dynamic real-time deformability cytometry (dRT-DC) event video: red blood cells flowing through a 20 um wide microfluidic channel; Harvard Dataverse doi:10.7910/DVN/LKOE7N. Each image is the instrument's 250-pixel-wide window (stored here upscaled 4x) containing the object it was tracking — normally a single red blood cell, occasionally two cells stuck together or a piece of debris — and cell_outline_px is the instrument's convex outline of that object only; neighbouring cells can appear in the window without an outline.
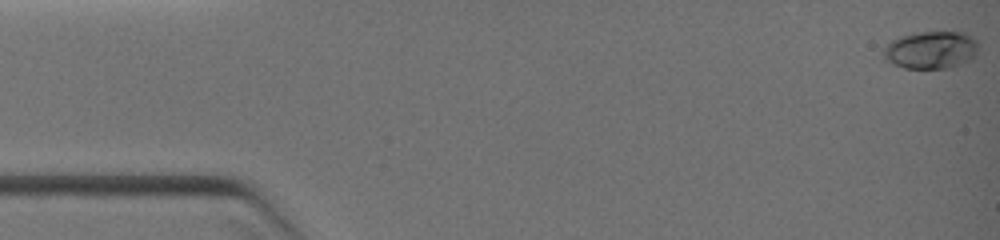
{"species": "common noctule bat (a hibernating species)", "species_latin": "Nyctalus noctula", "temperature_condition": "warm", "stored_images_in_passage": 63, "camera_frame_rate_fps": 3000, "um_per_image_px": 0.085, "animal": {"sex": "female", "body_mass_g": 19.0, "forearm_length_mm": 51.5}, "frame": {"image": 1, "passage_image": 1, "time_ms": 0.0, "image_size_px": [1000, 240], "cell_outline_px": [[976, 52], [968, 60], [944, 68], [904, 68], [884, 60], [884, 48], [892, 40], [900, 36], [916, 32], [964, 32], [976, 44]], "centroid_in_image_um": [79.04, 4.24], "position_along_channel_um": 6.0, "area_um2": 20.17}}
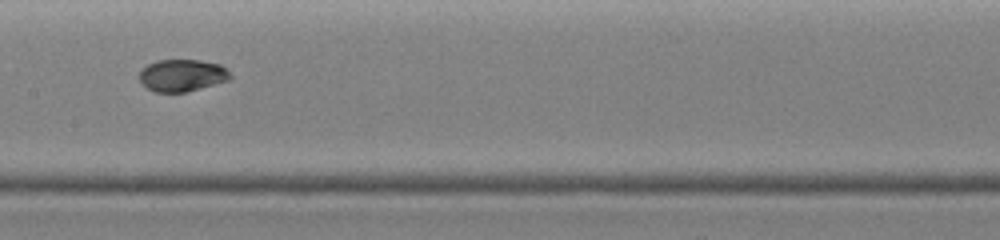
{"frame": {"image": 2, "passage_image": 34, "time_ms": 6.0, "image_size_px": [1000, 240], "cell_outline_px": [[232, 76], [228, 80], [200, 88], [184, 92], [156, 92], [148, 88], [140, 80], [140, 72], [148, 64], [156, 60], [200, 60], [220, 64], [232, 72]], "centroid_in_image_um": [15.52, 6.39], "position_along_channel_um": 191.9, "area_um2": 16.88}}
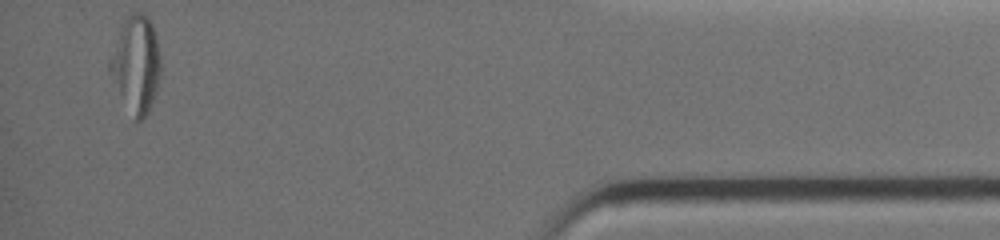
{"frame": {"image": 3, "passage_image": 63, "time_ms": 11.333, "image_size_px": [1000, 240], "cell_outline_px": [[160, 80], [152, 104], [144, 120], [136, 124], [108, 72], [108, 60], [124, 20], [128, 16], [136, 12], [144, 12], [148, 16], [152, 24], [156, 36], [160, 56]], "centroid_in_image_um": [11.57, 5.5], "position_along_channel_um": 423.6, "area_um2": 28.84}}